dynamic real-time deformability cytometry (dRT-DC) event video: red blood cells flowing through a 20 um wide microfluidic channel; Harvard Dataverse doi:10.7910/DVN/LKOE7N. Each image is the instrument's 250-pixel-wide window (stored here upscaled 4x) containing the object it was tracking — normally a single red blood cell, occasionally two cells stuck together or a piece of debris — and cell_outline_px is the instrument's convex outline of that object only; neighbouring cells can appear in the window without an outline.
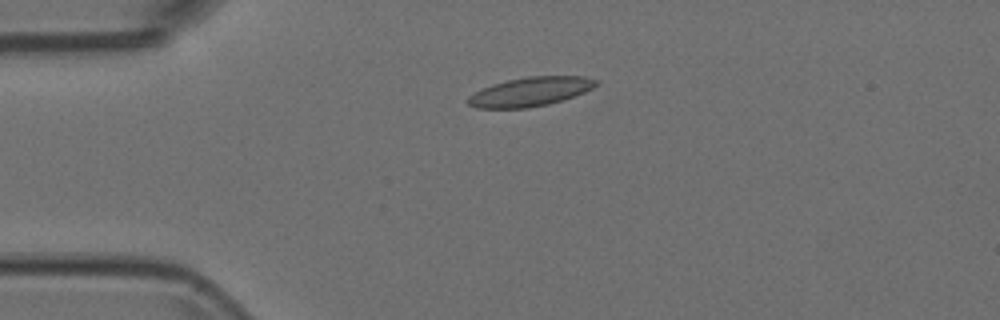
{"species": "Egyptian fruit bat (a non-hibernating species)", "species_latin": "Rousettus aegyptiacus", "temperature_condition": "room temperature", "stored_images_in_passage": 6, "camera_frame_rate_fps": 3000, "um_per_image_px": 0.085, "animal": {"sex": "female"}, "frame": {"image": 1, "passage_image": 1, "time_ms": 0.0, "image_size_px": [1000, 320], "cell_outline_px": [[596, 84], [592, 88], [584, 92], [548, 104], [528, 108], [476, 108], [468, 104], [468, 96], [492, 84], [508, 80], [528, 76], [584, 76], [596, 80]], "centroid_in_image_um": [45.05, 7.79], "position_along_channel_um": 40.0, "area_um2": 21.33}}